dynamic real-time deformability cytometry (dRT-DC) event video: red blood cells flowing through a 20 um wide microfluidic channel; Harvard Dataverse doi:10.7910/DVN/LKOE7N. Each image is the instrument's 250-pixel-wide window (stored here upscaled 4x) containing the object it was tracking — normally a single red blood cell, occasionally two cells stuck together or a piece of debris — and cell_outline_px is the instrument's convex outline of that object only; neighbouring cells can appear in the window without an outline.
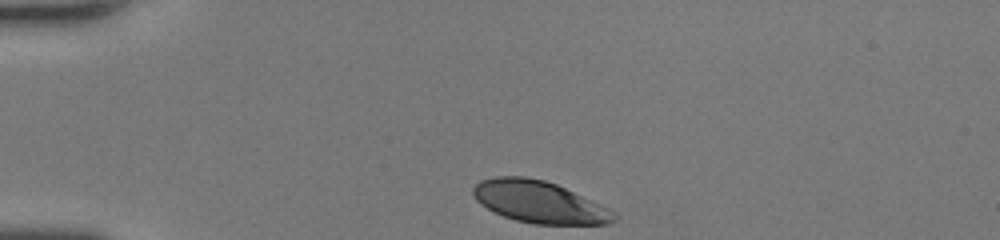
{"species": "human", "species_latin": "Homo sapiens", "temperature_condition": "room temperature", "stored_images_in_passage": 29, "camera_frame_rate_fps": 3000, "um_per_image_px": 0.085, "donor": {"sex": "female"}, "frame": {"image": 1, "passage_image": 1, "time_ms": 0.0, "image_size_px": [1000, 240], "cell_outline_px": [[616, 220], [608, 224], [532, 224], [516, 220], [504, 216], [480, 204], [472, 196], [472, 188], [480, 180], [496, 176], [524, 176], [544, 180], [556, 184], [600, 204], [608, 208], [616, 216]], "centroid_in_image_um": [45.79, 17.16], "position_along_channel_um": 39.2, "area_um2": 34.22}}
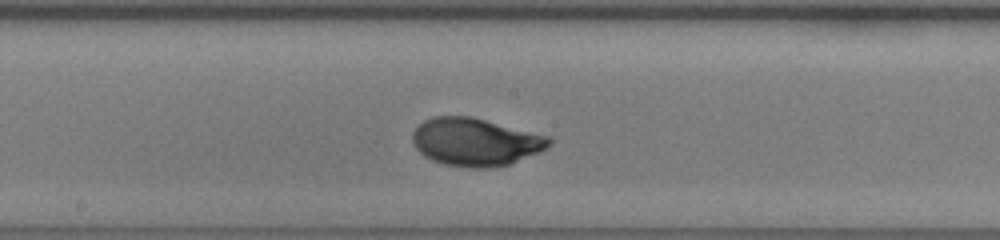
{"frame": {"image": 2, "passage_image": 16, "time_ms": 5.0, "image_size_px": [1000, 240], "cell_outline_px": [[552, 144], [548, 148], [508, 164], [488, 168], [472, 168], [444, 164], [432, 160], [424, 156], [412, 144], [412, 132], [424, 120], [432, 116], [472, 116], [548, 136], [552, 140]], "centroid_in_image_um": [40.39, 12.06], "position_along_channel_um": 207.8, "area_um2": 38.03}}
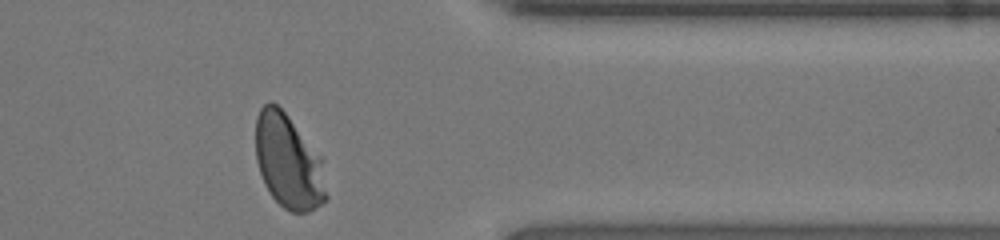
{"frame": {"image": 3, "passage_image": 29, "time_ms": 9.333, "image_size_px": [1000, 240], "cell_outline_px": [[328, 200], [316, 208], [308, 212], [292, 212], [284, 208], [272, 196], [264, 184], [256, 160], [256, 116], [260, 108], [268, 100], [272, 100], [288, 116], [320, 156], [328, 196]], "centroid_in_image_um": [24.5, 13.75], "position_along_channel_um": 386.9, "area_um2": 38.67}, "authors_computed_cell_mechanics": {"area_um2": 37.0498, "velocity_mm_per_s": 4.3607, "shape_relaxation_time_tau1_ms": 2.4082, "shape_relaxation_time_tau2_ms": null, "deformation_change_tau1": 0.1505, "deformation_change_tau2": null}}